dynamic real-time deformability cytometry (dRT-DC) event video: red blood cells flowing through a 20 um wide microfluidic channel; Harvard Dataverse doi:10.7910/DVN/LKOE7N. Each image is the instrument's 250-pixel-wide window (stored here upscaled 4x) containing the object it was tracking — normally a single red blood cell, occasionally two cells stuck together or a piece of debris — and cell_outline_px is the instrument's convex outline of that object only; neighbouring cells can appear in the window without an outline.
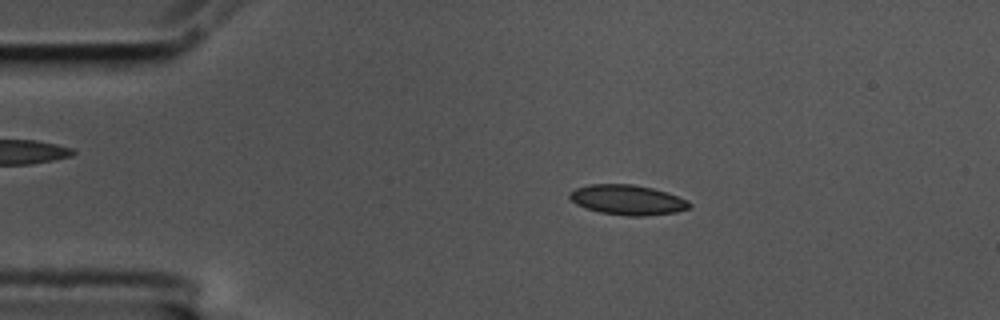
{"species": "common noctule bat (a hibernating species)", "species_latin": "Nyctalus noctula", "temperature_condition": "cold", "stored_images_in_passage": 58, "camera_frame_rate_fps": 3000, "um_per_image_px": 0.085, "animal": {"sex": "male", "body_mass_g": 17.5, "forearm_length_mm": 52.3}, "frame": {"image": 1, "passage_image": 11, "time_ms": 3.333, "image_size_px": [1000, 320], "cell_outline_px": [[692, 208], [676, 212], [644, 216], [628, 216], [600, 212], [584, 208], [576, 204], [568, 196], [568, 192], [576, 188], [588, 184], [632, 184], [652, 188], [668, 192], [688, 200], [692, 204]], "centroid_in_image_um": [53.35, 16.99], "position_along_channel_um": 31.6, "area_um2": 21.15}}
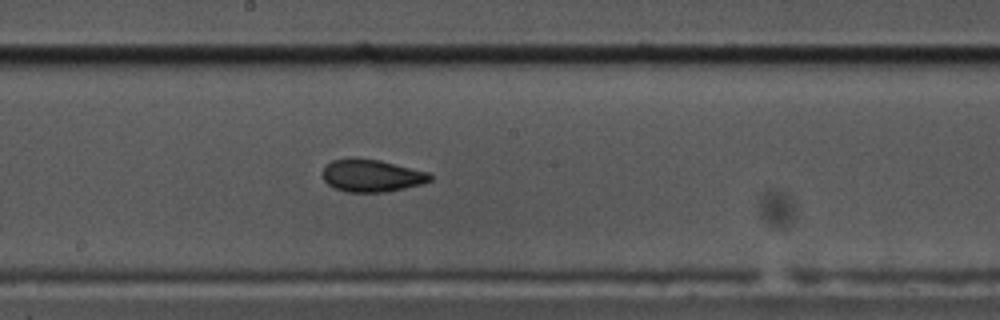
{"frame": {"image": 2, "passage_image": 31, "time_ms": 10.0, "image_size_px": [1000, 320], "cell_outline_px": [[432, 180], [420, 184], [388, 192], [348, 192], [336, 188], [328, 184], [324, 180], [324, 168], [332, 160], [356, 156], [380, 160], [428, 172], [432, 176]], "centroid_in_image_um": [31.59, 14.91], "position_along_channel_um": 216.6, "area_um2": 20.35}}
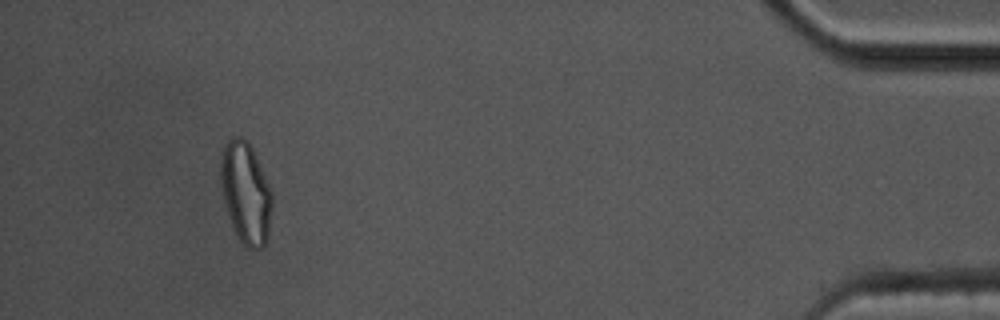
{"frame": {"image": 3, "passage_image": 54, "time_ms": 17.667, "image_size_px": [1000, 320], "cell_outline_px": [[272, 208], [268, 236], [264, 244], [260, 248], [248, 248], [240, 240], [232, 228], [224, 204], [220, 184], [220, 152], [224, 144], [232, 136], [240, 136], [252, 148], [272, 192]], "centroid_in_image_um": [20.85, 16.38], "position_along_channel_um": 414.3, "area_um2": 30.58}, "authors_computed_cell_mechanics": {"area_um2": 20.4323, "velocity_mm_per_s": 3.4444, "shape_relaxation_time_tau1_ms": 8.7244, "shape_relaxation_time_tau2_ms": 1.6117, "deformation_change_tau1": 0.1876, "deformation_change_tau2": 0.0701}}